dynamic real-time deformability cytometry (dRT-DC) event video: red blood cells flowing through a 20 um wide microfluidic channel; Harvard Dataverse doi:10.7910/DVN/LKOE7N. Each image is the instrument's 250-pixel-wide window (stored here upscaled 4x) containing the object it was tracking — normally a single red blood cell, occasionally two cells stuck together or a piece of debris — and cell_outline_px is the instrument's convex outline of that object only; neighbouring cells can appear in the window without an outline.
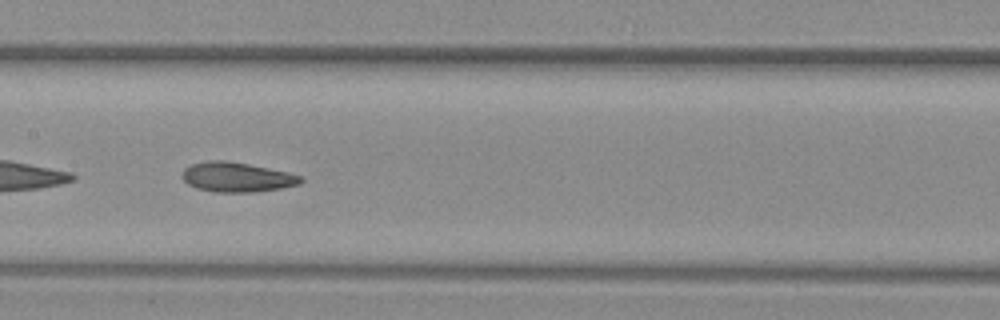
{"species": "common noctule bat (a hibernating species)", "species_latin": "Nyctalus noctula", "temperature_condition": "warm", "stored_images_in_passage": 32, "camera_frame_rate_fps": 3000, "um_per_image_px": 0.085, "animal": {"sex": "female", "body_mass_g": 29.2, "forearm_length_mm": 56.3}, "frame": {"image": 1, "passage_image": 10, "time_ms": 3.0, "image_size_px": [1000, 320], "cell_outline_px": [[304, 180], [300, 184], [280, 188], [252, 192], [212, 192], [196, 188], [188, 184], [180, 176], [184, 168], [192, 164], [208, 160], [224, 160], [248, 164], [288, 172], [304, 176]], "centroid_in_image_um": [20.12, 15.05], "position_along_channel_um": 187.3, "area_um2": 20.63}}
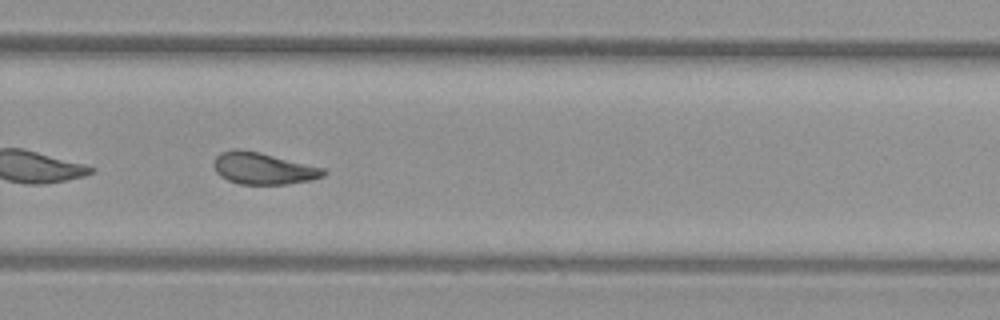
{"frame": {"image": 2, "passage_image": 19, "time_ms": 6.0, "image_size_px": [1000, 320], "cell_outline_px": [[328, 172], [324, 176], [312, 180], [288, 184], [240, 184], [228, 180], [220, 176], [216, 172], [212, 164], [216, 156], [220, 152], [232, 148], [240, 148], [260, 152], [324, 168]], "centroid_in_image_um": [22.35, 14.3], "position_along_channel_um": 307.5, "area_um2": 20.58}}